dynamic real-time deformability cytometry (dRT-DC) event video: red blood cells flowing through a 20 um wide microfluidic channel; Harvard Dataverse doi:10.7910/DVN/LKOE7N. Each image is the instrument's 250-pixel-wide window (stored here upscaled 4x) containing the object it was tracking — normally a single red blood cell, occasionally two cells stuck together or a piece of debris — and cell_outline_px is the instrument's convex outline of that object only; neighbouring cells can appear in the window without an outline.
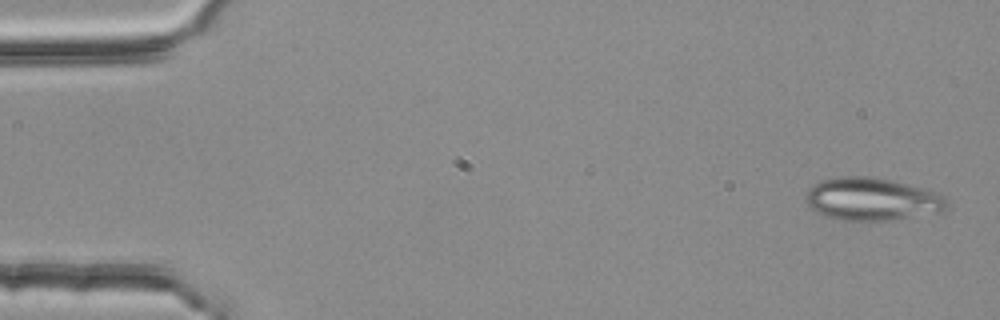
{"species": "common noctule bat (a hibernating species)", "species_latin": "Nyctalus noctula", "temperature_condition": "room temperature", "stored_images_in_passage": 4, "camera_frame_rate_fps": 3000, "um_per_image_px": 0.085, "animal": {"sex": "female", "body_mass_g": 25.1}, "frame": {"image": 1, "passage_image": 1, "time_ms": 0.0, "image_size_px": [1000, 320], "cell_outline_px": [[948, 208], [936, 212], [892, 220], [836, 220], [824, 216], [816, 212], [808, 204], [804, 196], [808, 188], [812, 184], [820, 180], [840, 176], [868, 176], [892, 180], [924, 188], [936, 192], [944, 196], [948, 200]], "centroid_in_image_um": [74.08, 16.91], "position_along_channel_um": 10.9, "area_um2": 35.37}}